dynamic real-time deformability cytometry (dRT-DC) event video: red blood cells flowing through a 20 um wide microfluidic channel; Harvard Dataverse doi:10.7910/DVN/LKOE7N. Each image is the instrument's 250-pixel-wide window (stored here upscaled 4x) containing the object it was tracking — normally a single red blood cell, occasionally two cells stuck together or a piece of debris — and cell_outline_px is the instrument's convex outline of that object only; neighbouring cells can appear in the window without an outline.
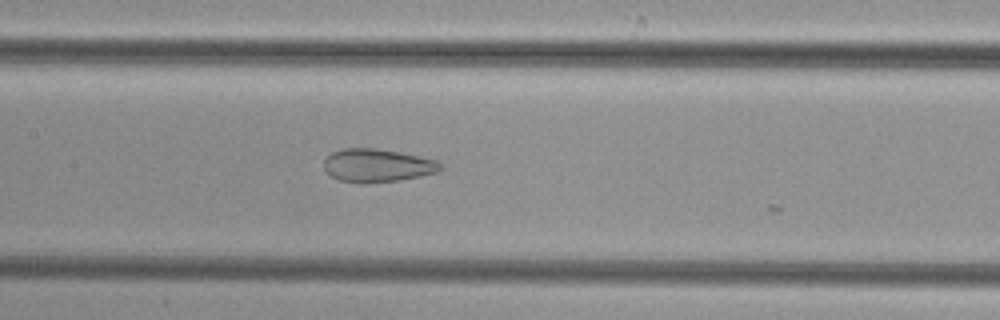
{"species": "common noctule bat (a hibernating species)", "species_latin": "Nyctalus noctula", "temperature_condition": "cold", "stored_images_in_passage": 25, "camera_frame_rate_fps": 3000, "um_per_image_px": 0.085, "animal": {"sex": "female", "body_mass_g": 29.2, "forearm_length_mm": 56.3}, "frame": {"image": 1, "passage_image": 21, "time_ms": 6.667, "image_size_px": [1000, 320], "cell_outline_px": [[440, 172], [400, 180], [364, 184], [360, 184], [340, 180], [332, 176], [324, 168], [324, 160], [332, 152], [344, 148], [376, 148], [400, 152], [420, 156], [436, 160], [440, 164]], "centroid_in_image_um": [32.07, 14.07], "position_along_channel_um": 175.3, "area_um2": 22.6}}
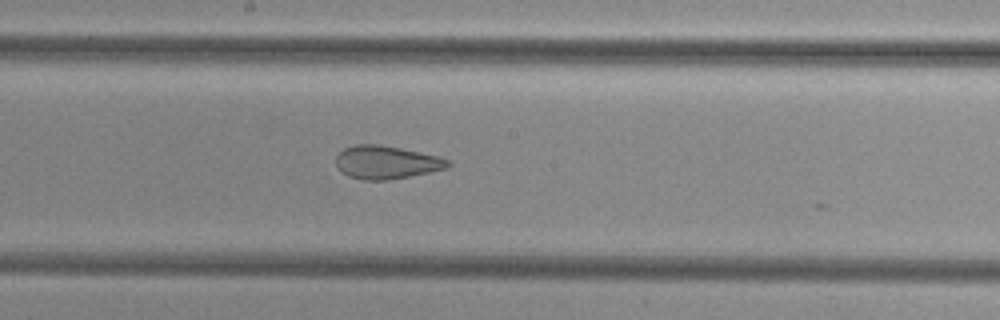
{"frame": {"image": 2, "passage_image": 24, "time_ms": 7.667, "image_size_px": [1000, 320], "cell_outline_px": [[452, 164], [448, 168], [388, 180], [364, 180], [348, 176], [340, 172], [336, 164], [336, 156], [344, 148], [356, 144], [376, 144], [400, 148], [436, 156], [448, 160]], "centroid_in_image_um": [32.8, 13.8], "position_along_channel_um": 215.4, "area_um2": 21.44}}